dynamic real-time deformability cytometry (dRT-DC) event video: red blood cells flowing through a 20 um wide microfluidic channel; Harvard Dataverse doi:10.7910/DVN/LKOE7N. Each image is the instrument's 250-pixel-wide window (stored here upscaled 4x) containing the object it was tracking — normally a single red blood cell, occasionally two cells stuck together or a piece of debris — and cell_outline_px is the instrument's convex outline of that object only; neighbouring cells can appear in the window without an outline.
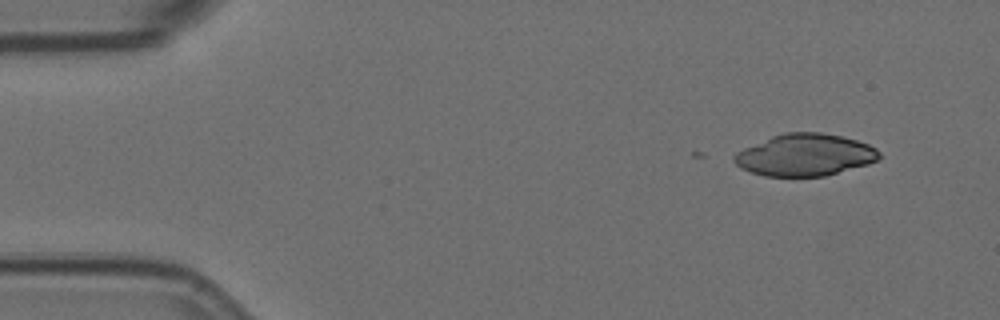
{"species": "Egyptian fruit bat (a non-hibernating species)", "species_latin": "Rousettus aegyptiacus", "temperature_condition": "room temperature", "stored_images_in_passage": 4, "camera_frame_rate_fps": 3000, "um_per_image_px": 0.085, "animal": {"sex": "female"}, "frame": {"image": 1, "passage_image": 1, "time_ms": 0.0, "image_size_px": [1000, 320], "cell_outline_px": [[880, 156], [876, 160], [868, 164], [824, 176], [764, 176], [740, 168], [732, 160], [732, 156], [736, 152], [744, 148], [772, 136], [784, 132], [820, 132], [844, 136], [868, 144], [876, 148], [880, 152]], "centroid_in_image_um": [68.41, 13.16], "position_along_channel_um": 16.6, "area_um2": 35.49}}